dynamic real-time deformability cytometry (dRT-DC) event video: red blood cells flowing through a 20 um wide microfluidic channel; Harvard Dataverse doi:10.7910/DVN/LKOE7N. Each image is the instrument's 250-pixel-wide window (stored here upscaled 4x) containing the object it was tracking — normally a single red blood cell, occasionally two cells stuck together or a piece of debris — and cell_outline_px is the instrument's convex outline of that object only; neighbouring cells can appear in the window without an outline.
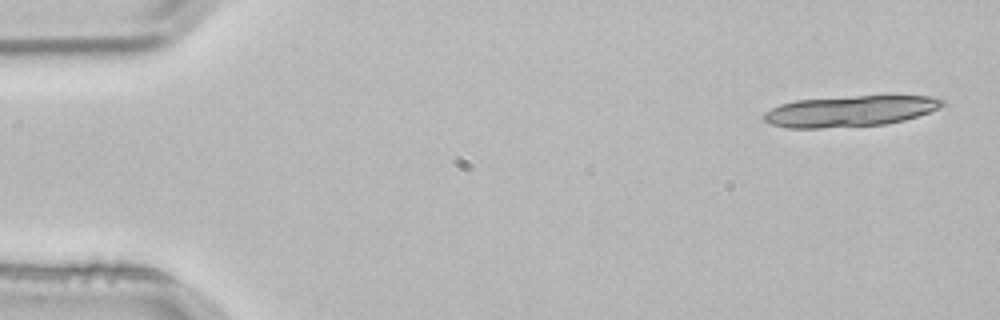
{"species": "common noctule bat (a hibernating species)", "species_latin": "Nyctalus noctula", "temperature_condition": "room temperature", "stored_images_in_passage": 3, "camera_frame_rate_fps": 3000, "um_per_image_px": 0.085, "animal": {"sex": "male", "body_mass_g": 21.5, "forearm_length_mm": 52.0}, "frame": {"image": 1, "passage_image": 1, "time_ms": 0.0, "image_size_px": [1000, 320], "cell_outline_px": [[944, 104], [940, 108], [904, 120], [888, 124], [820, 128], [788, 128], [768, 124], [764, 120], [764, 112], [780, 104], [796, 100], [856, 96], [932, 96], [944, 100]], "centroid_in_image_um": [72.23, 9.45], "position_along_channel_um": 12.8, "area_um2": 32.08}}
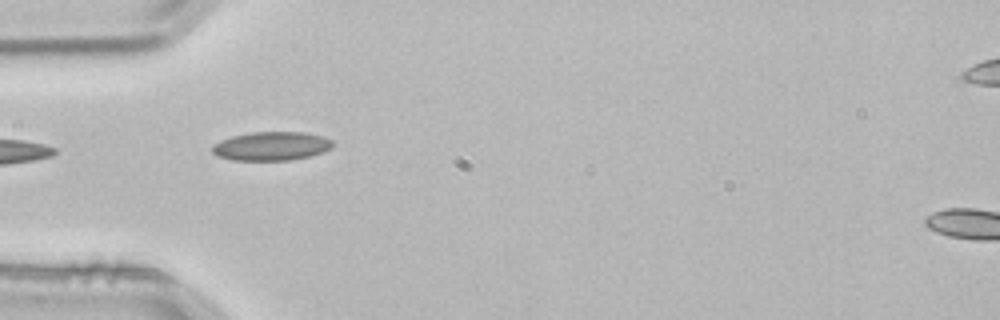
{"frame": {"image": 2, "passage_image": 3, "time_ms": 0.667, "image_size_px": [1000, 320], "cell_outline_px": [[332, 148], [324, 152], [292, 160], [232, 160], [216, 156], [212, 152], [212, 144], [220, 140], [232, 136], [252, 132], [304, 132], [324, 136], [332, 140]], "centroid_in_image_um": [23.06, 12.42], "position_along_channel_um": 61.9, "area_um2": 20.35}}